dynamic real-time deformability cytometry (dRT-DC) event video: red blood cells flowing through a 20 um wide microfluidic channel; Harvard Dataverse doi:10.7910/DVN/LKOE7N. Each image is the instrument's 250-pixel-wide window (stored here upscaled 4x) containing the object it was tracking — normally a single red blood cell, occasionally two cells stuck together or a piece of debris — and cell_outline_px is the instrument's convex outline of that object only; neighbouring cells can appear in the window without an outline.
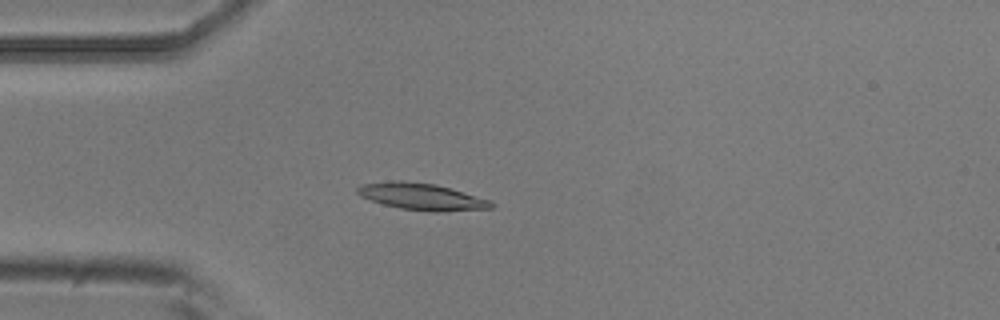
{"species": "common noctule bat (a hibernating species)", "species_latin": "Nyctalus noctula", "temperature_condition": "room temperature", "stored_images_in_passage": 5, "camera_frame_rate_fps": 3000, "um_per_image_px": 0.085, "animal": {"sex": "male", "body_mass_g": 20.5, "forearm_length_mm": 52.5}, "frame": {"image": 1, "passage_image": 4, "time_ms": 1.0, "image_size_px": [1000, 320], "cell_outline_px": [[492, 208], [440, 212], [428, 212], [400, 208], [384, 204], [360, 196], [356, 192], [356, 188], [360, 184], [400, 180], [436, 184], [488, 200], [492, 204]], "centroid_in_image_um": [35.78, 16.71], "position_along_channel_um": 49.2, "area_um2": 20.58}}